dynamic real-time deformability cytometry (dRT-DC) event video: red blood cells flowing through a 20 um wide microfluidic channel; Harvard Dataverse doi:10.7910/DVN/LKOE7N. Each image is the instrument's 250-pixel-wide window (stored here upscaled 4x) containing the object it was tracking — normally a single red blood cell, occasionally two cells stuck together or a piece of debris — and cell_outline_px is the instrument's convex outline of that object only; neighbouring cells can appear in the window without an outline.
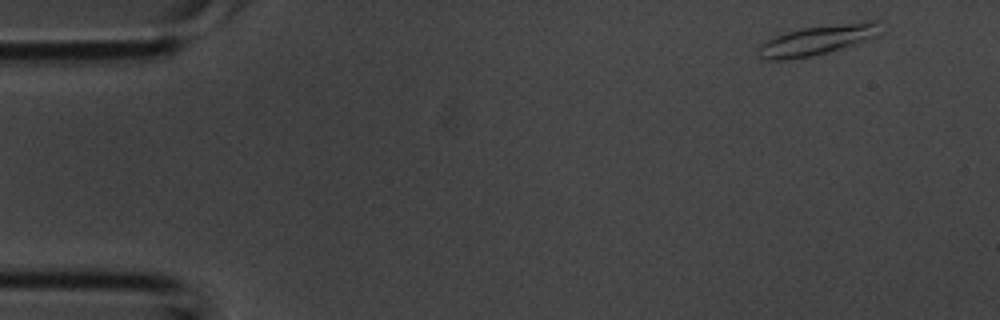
{"species": "common noctule bat (a hibernating species)", "species_latin": "Nyctalus noctula", "temperature_condition": "room temperature", "stored_images_in_passage": 4, "camera_frame_rate_fps": 3000, "um_per_image_px": 0.085, "animal": {"sex": "male", "body_mass_g": 20.1, "forearm_length_mm": 53.5}, "frame": {"image": 1, "passage_image": 1, "time_ms": 0.0, "image_size_px": [1000, 320], "cell_outline_px": [[880, 36], [860, 44], [812, 56], [784, 60], [764, 60], [756, 56], [756, 48], [760, 44], [776, 36], [800, 28], [864, 20], [876, 20], [880, 32]], "centroid_in_image_um": [69.5, 3.41], "position_along_channel_um": 15.5, "area_um2": 21.79}}
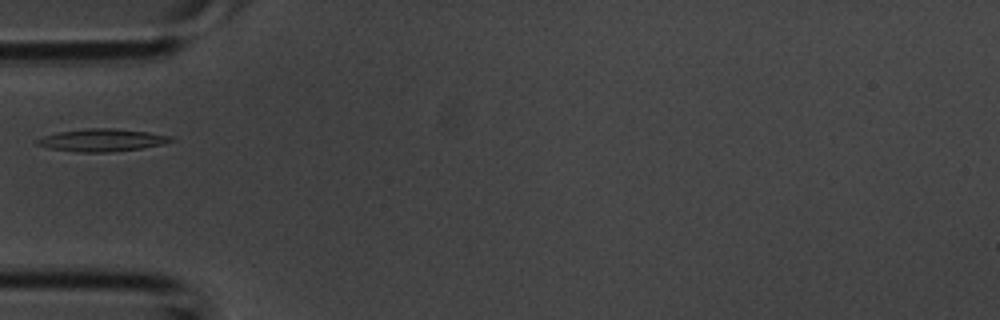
{"frame": {"image": 2, "passage_image": 4, "time_ms": 1.0, "image_size_px": [1000, 320], "cell_outline_px": [[176, 140], [164, 144], [140, 148], [108, 152], [76, 152], [52, 148], [36, 144], [36, 140], [44, 136], [60, 132], [88, 128], [112, 128], [148, 132], [172, 136]], "centroid_in_image_um": [8.73, 11.91], "position_along_channel_um": 76.3, "area_um2": 17.34}}